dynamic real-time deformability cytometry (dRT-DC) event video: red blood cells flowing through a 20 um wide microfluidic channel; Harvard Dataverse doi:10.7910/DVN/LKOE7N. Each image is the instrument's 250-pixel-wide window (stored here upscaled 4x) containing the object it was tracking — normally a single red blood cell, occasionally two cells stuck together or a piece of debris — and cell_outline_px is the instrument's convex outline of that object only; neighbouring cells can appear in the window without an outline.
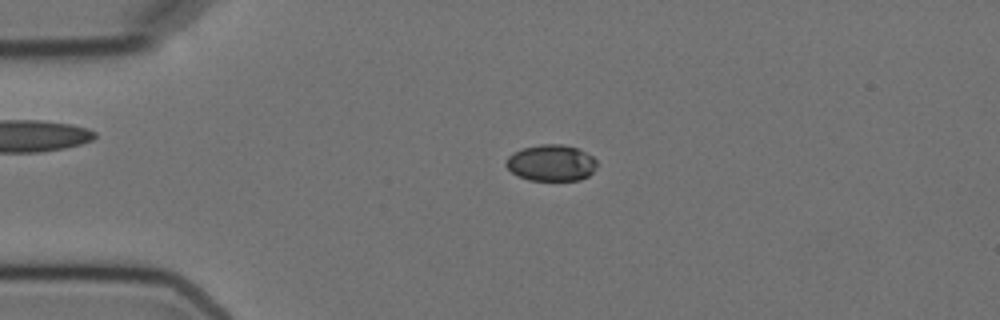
{"species": "Egyptian fruit bat (a non-hibernating species)", "species_latin": "Rousettus aegyptiacus", "temperature_condition": "cold", "stored_images_in_passage": 5, "camera_frame_rate_fps": 3000, "um_per_image_px": 0.085, "animal": {"sex": "female"}, "frame": {"image": 1, "passage_image": 4, "time_ms": 3.667, "image_size_px": [1000, 320], "cell_outline_px": [[596, 168], [588, 176], [580, 180], [528, 180], [516, 176], [504, 164], [508, 156], [512, 152], [524, 148], [540, 144], [564, 144], [580, 148], [592, 156], [596, 160]], "centroid_in_image_um": [46.84, 13.84], "position_along_channel_um": 38.2, "area_um2": 19.48}}
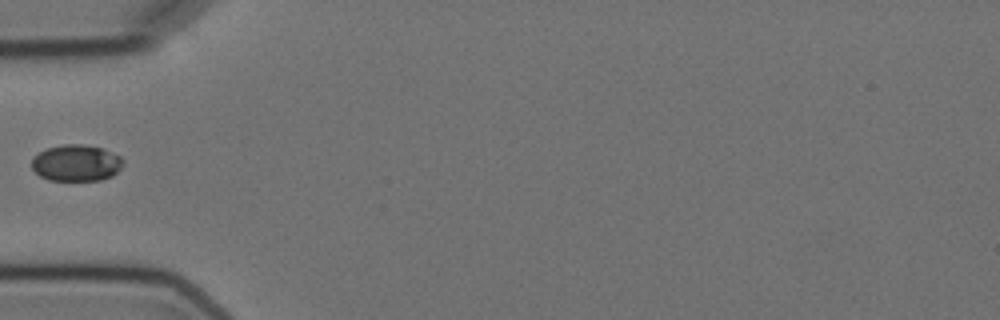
{"frame": {"image": 2, "passage_image": 5, "time_ms": 5.667, "image_size_px": [1000, 320], "cell_outline_px": [[124, 164], [112, 176], [100, 180], [48, 180], [40, 176], [32, 168], [32, 160], [40, 152], [48, 148], [64, 144], [80, 144], [100, 148], [120, 156], [124, 160]], "centroid_in_image_um": [6.49, 13.86], "position_along_channel_um": 78.5, "area_um2": 19.19}}